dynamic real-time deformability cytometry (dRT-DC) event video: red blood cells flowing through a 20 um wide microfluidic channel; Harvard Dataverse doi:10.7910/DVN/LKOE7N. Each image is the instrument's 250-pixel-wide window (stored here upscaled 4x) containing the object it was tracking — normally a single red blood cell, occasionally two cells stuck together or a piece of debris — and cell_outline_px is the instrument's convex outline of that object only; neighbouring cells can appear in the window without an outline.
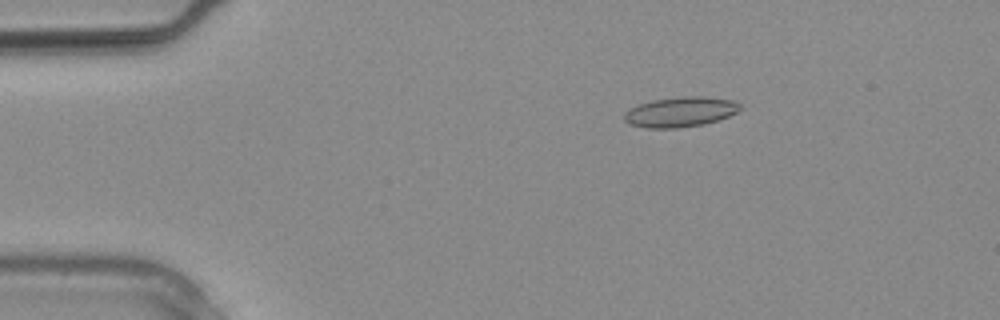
{"species": "common noctule bat (a hibernating species)", "species_latin": "Nyctalus noctula", "temperature_condition": "warm", "stored_images_in_passage": 9, "camera_frame_rate_fps": 3000, "um_per_image_px": 0.085, "animal": {"sex": "male", "body_mass_g": 20.4}, "frame": {"image": 1, "passage_image": 2, "time_ms": 0.333, "image_size_px": [1000, 320], "cell_outline_px": [[740, 108], [736, 112], [720, 120], [704, 124], [676, 128], [648, 128], [628, 124], [624, 120], [624, 112], [640, 104], [652, 100], [680, 96], [704, 96], [732, 100], [740, 104]], "centroid_in_image_um": [57.82, 9.51], "position_along_channel_um": 27.2, "area_um2": 20.29}}
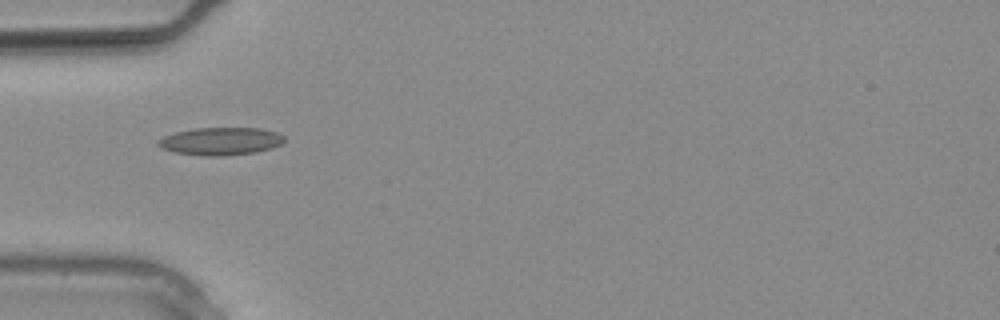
{"frame": {"image": 2, "passage_image": 6, "time_ms": 1.667, "image_size_px": [1000, 320], "cell_outline_px": [[284, 140], [280, 144], [272, 148], [256, 152], [220, 156], [204, 156], [176, 152], [160, 148], [156, 144], [156, 140], [164, 136], [176, 132], [196, 128], [260, 128], [276, 132], [284, 136]], "centroid_in_image_um": [18.73, 12.0], "position_along_channel_um": 66.3, "area_um2": 20.35}}